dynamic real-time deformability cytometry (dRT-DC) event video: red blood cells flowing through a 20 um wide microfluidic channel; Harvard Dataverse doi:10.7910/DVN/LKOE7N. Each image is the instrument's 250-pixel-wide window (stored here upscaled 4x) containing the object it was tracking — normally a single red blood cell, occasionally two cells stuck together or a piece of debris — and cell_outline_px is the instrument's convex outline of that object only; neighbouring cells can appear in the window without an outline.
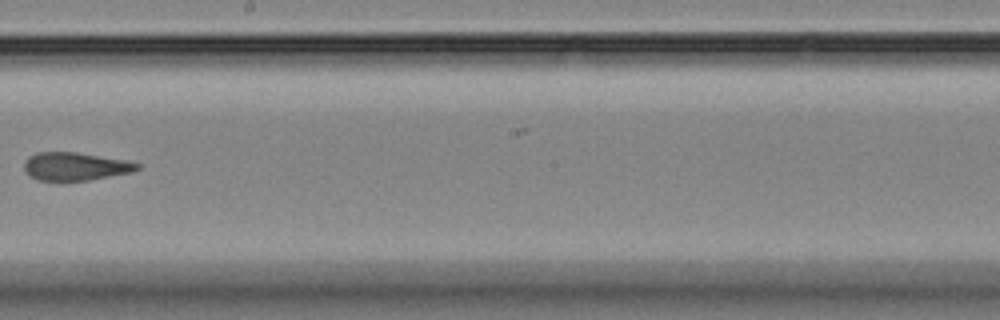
{"species": "Egyptian fruit bat (a non-hibernating species)", "species_latin": "Rousettus aegyptiacus", "temperature_condition": "room temperature", "stored_images_in_passage": 13, "camera_frame_rate_fps": 3000, "um_per_image_px": 0.085, "animal": {"sex": "female"}, "frame": {"image": 1, "passage_image": 8, "time_ms": 9.0, "image_size_px": [1000, 320], "cell_outline_px": [[140, 168], [132, 172], [88, 180], [64, 184], [36, 180], [28, 176], [24, 168], [24, 160], [28, 156], [36, 152], [76, 152], [124, 160], [140, 164]], "centroid_in_image_um": [6.3, 14.19], "position_along_channel_um": 241.9, "area_um2": 19.19}}
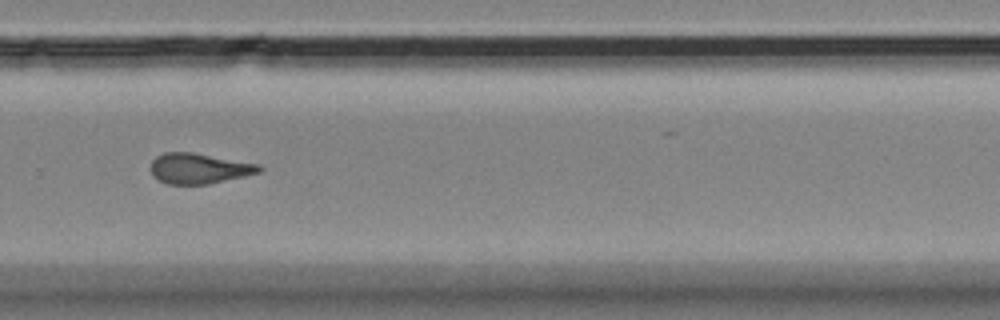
{"frame": {"image": 2, "passage_image": 10, "time_ms": 11.0, "image_size_px": [1000, 320], "cell_outline_px": [[264, 168], [260, 172], [208, 184], [168, 184], [152, 176], [152, 160], [156, 156], [164, 152], [192, 152], [260, 164]], "centroid_in_image_um": [16.93, 14.31], "position_along_channel_um": 312.9, "area_um2": 19.13}}
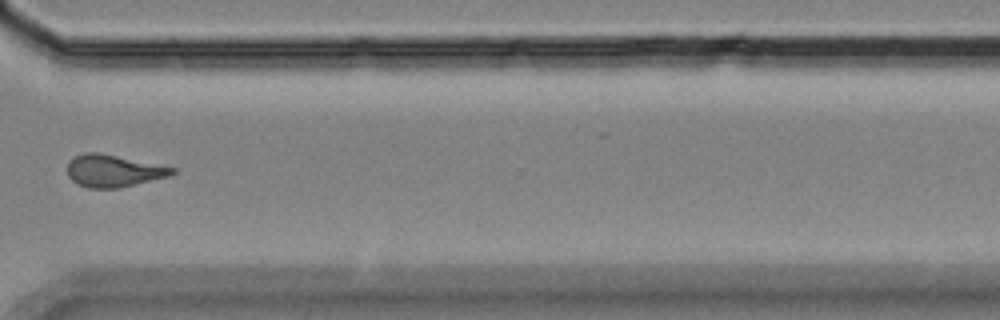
{"frame": {"image": 3, "passage_image": 11, "time_ms": 12.333, "image_size_px": [1000, 320], "cell_outline_px": [[176, 172], [168, 176], [120, 188], [88, 188], [76, 184], [68, 176], [68, 164], [76, 156], [84, 152], [96, 152], [176, 168]], "centroid_in_image_um": [9.62, 14.54], "position_along_channel_um": 361.0, "area_um2": 19.36}, "authors_computed_cell_mechanics": {"area_um2": 19.363, "velocity_mm_per_s": 3.587, "shape_relaxation_time_tau1_ms": null, "shape_relaxation_time_tau2_ms": 2.2374, "deformation_change_tau1": null, "deformation_change_tau2": 0.1192}}